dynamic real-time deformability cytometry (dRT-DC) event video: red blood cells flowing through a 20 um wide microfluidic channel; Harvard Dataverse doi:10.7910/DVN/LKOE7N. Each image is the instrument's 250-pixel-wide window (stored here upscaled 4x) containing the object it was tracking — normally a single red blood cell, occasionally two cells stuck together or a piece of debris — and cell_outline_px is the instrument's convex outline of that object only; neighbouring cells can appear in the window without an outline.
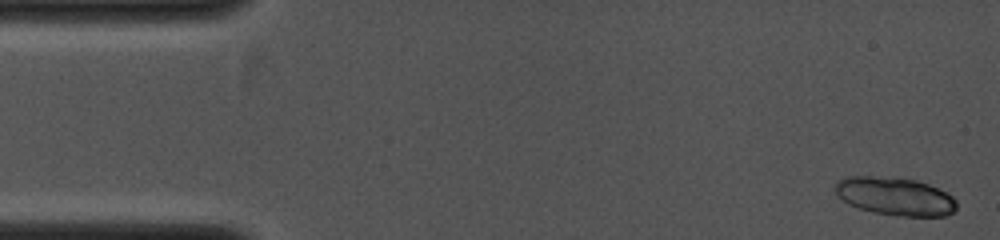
{"species": "common noctule bat (a hibernating species)", "species_latin": "Nyctalus noctula", "temperature_condition": "cold", "stored_images_in_passage": 11, "camera_frame_rate_fps": 4000, "um_per_image_px": 0.085, "animal": {"sex": "female", "body_mass_g": 19.0, "forearm_length_mm": 53.3}, "frame": {"image": 1, "passage_image": 1, "time_ms": 0.0, "image_size_px": [1000, 240], "cell_outline_px": [[956, 208], [952, 212], [944, 216], [896, 216], [872, 212], [848, 204], [836, 196], [832, 188], [836, 180], [844, 176], [872, 176], [916, 180], [928, 184], [948, 192], [956, 200]], "centroid_in_image_um": [76.01, 16.68], "position_along_channel_um": 9.0, "area_um2": 27.34}}